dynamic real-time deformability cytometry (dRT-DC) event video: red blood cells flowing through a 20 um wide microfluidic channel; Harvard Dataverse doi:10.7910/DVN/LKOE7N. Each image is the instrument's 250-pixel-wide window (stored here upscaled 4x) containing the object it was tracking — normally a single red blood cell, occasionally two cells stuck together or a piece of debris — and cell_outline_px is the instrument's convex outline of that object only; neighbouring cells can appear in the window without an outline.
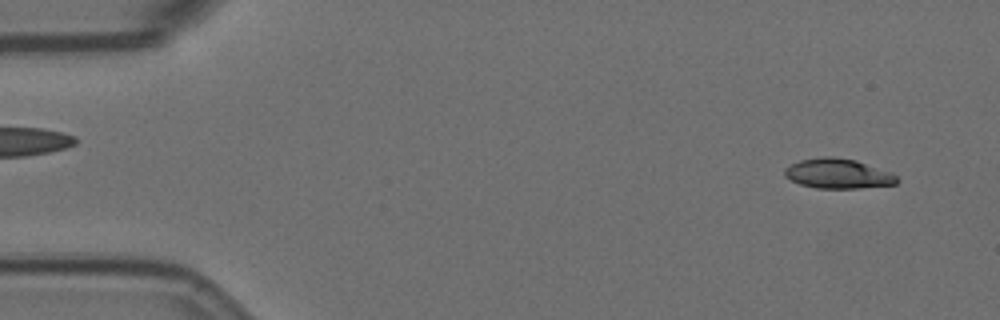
{"species": "Egyptian fruit bat (a non-hibernating species)", "species_latin": "Rousettus aegyptiacus", "temperature_condition": "room temperature", "stored_images_in_passage": 56, "camera_frame_rate_fps": 3000, "um_per_image_px": 0.085, "animal": {"sex": "female"}, "frame": {"image": 1, "passage_image": 3, "time_ms": 0.667, "image_size_px": [1000, 320], "cell_outline_px": [[900, 180], [896, 184], [860, 188], [816, 188], [800, 184], [784, 176], [784, 168], [800, 160], [824, 156], [832, 156], [856, 160], [892, 172]], "centroid_in_image_um": [71.25, 14.75], "position_along_channel_um": 13.8, "area_um2": 19.59}}
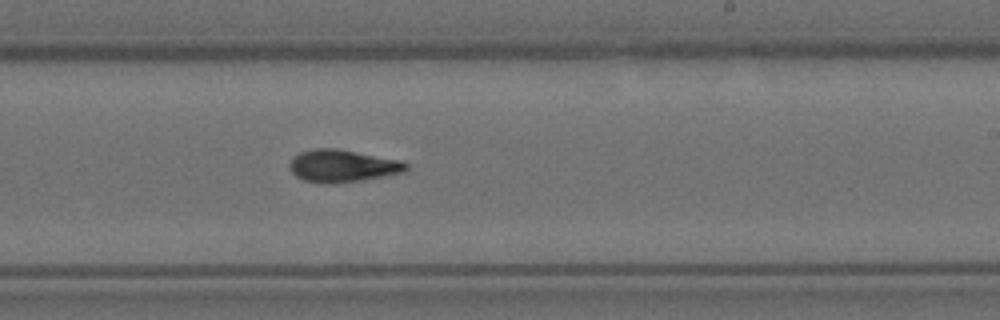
{"frame": {"image": 2, "passage_image": 33, "time_ms": 10.667, "image_size_px": [1000, 320], "cell_outline_px": [[408, 168], [404, 172], [384, 176], [336, 184], [320, 184], [304, 180], [296, 176], [292, 172], [288, 164], [300, 152], [316, 148], [340, 148], [400, 160], [408, 164]], "centroid_in_image_um": [29.11, 14.1], "position_along_channel_um": 259.9, "area_um2": 22.14}}
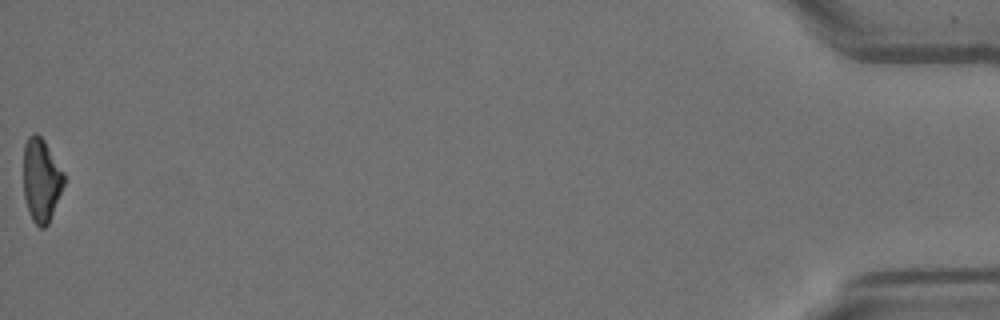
{"frame": {"image": 3, "passage_image": 56, "time_ms": 18.333, "image_size_px": [1000, 320], "cell_outline_px": [[64, 184], [48, 224], [44, 228], [40, 228], [32, 220], [28, 212], [24, 196], [24, 144], [28, 136], [32, 132], [36, 132], [44, 140], [64, 172]], "centroid_in_image_um": [3.5, 15.29], "position_along_channel_um": 431.7, "area_um2": 19.65}, "authors_computed_cell_mechanics": {"area_um2": 20.7213, "velocity_mm_per_s": 3.5637, "shape_relaxation_time_tau1_ms": 6.6565, "shape_relaxation_time_tau2_ms": 11.2987, "deformation_change_tau1": 0.1767, "deformation_change_tau2": 0.1988}}